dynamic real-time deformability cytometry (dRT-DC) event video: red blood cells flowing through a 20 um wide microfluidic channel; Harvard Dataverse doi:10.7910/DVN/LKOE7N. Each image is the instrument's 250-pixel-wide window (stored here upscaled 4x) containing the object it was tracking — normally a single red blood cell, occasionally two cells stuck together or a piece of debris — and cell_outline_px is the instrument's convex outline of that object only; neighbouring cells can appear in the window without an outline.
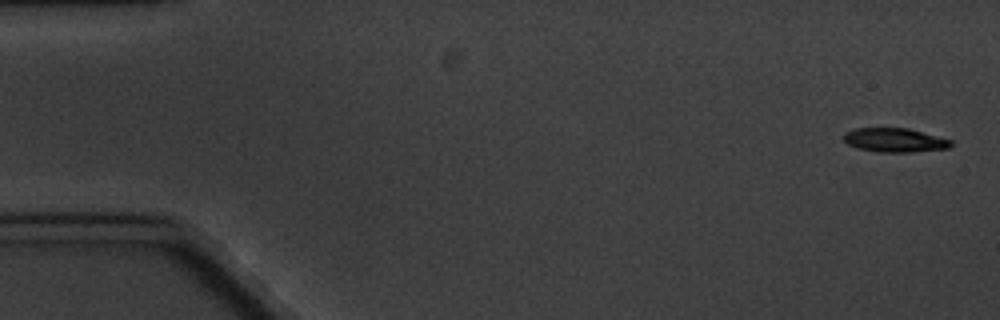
{"species": "common noctule bat (a hibernating species)", "species_latin": "Nyctalus noctula", "temperature_condition": "cold", "stored_images_in_passage": 9, "camera_frame_rate_fps": 3000, "um_per_image_px": 0.085, "animal": {"sex": "male", "body_mass_g": 20.1, "forearm_length_mm": 53.5}, "frame": {"image": 1, "passage_image": 1, "time_ms": 0.0, "image_size_px": [1000, 320], "cell_outline_px": [[952, 144], [948, 148], [912, 152], [880, 152], [856, 148], [848, 144], [844, 140], [844, 132], [856, 128], [908, 128], [952, 140]], "centroid_in_image_um": [76.03, 11.91], "position_along_channel_um": 9.0, "area_um2": 14.97}}
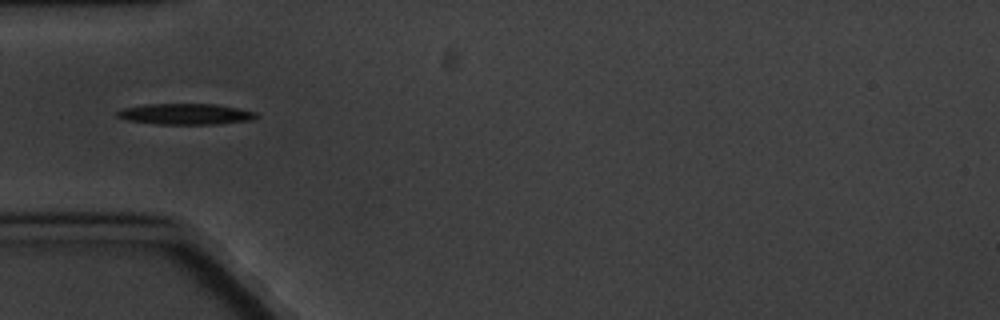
{"frame": {"image": 2, "passage_image": 6, "time_ms": 5.667, "image_size_px": [1000, 320], "cell_outline_px": [[260, 116], [252, 120], [216, 124], [156, 124], [128, 120], [116, 116], [116, 112], [124, 108], [144, 104], [216, 104], [240, 108], [256, 112]], "centroid_in_image_um": [15.82, 9.69], "position_along_channel_um": 69.2, "area_um2": 17.05}}